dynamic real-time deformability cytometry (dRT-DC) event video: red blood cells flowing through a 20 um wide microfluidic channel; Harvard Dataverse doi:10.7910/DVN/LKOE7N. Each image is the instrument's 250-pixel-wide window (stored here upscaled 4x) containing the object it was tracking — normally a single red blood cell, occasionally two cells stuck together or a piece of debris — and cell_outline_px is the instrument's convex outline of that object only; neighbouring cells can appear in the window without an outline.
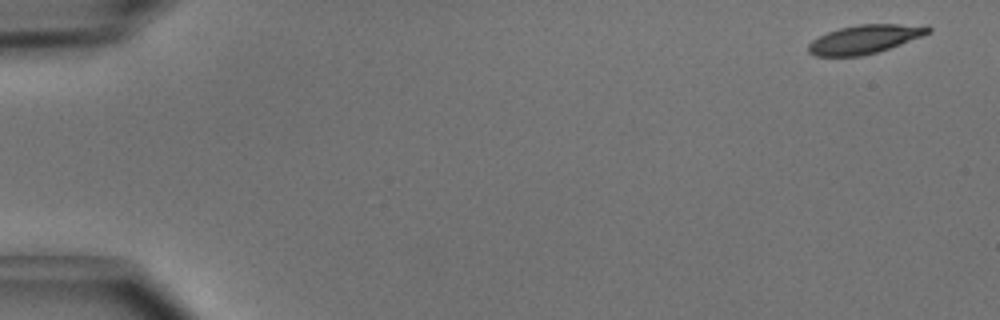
{"species": "common noctule bat (a hibernating species)", "species_latin": "Nyctalus noctula", "temperature_condition": "cold", "stored_images_in_passage": 7, "camera_frame_rate_fps": 3000, "um_per_image_px": 0.085, "animal": {"sex": "male", "body_mass_g": 15.6}, "frame": {"image": 1, "passage_image": 1, "time_ms": 0.0, "image_size_px": [1000, 320], "cell_outline_px": [[932, 32], [900, 44], [876, 52], [860, 56], [816, 56], [808, 52], [808, 44], [812, 40], [828, 32], [840, 28], [860, 24], [928, 24], [932, 28]], "centroid_in_image_um": [73.54, 3.31], "position_along_channel_um": 11.5, "area_um2": 20.0}}
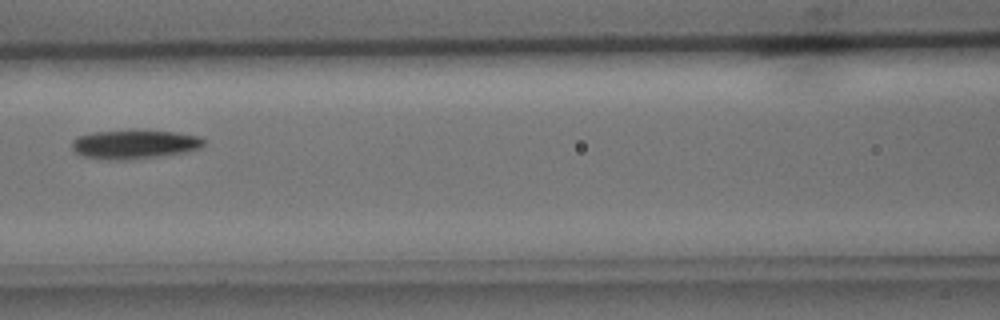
{"frame": {"image": 2, "passage_image": 6, "time_ms": 1.667, "image_size_px": [1000, 320], "cell_outline_px": [[204, 144], [200, 148], [184, 152], [156, 156], [124, 160], [108, 160], [84, 156], [76, 152], [72, 148], [72, 140], [76, 136], [92, 132], [136, 128], [176, 132], [200, 136], [204, 140]], "centroid_in_image_um": [11.4, 12.22], "position_along_channel_um": 155.2, "area_um2": 22.77}}
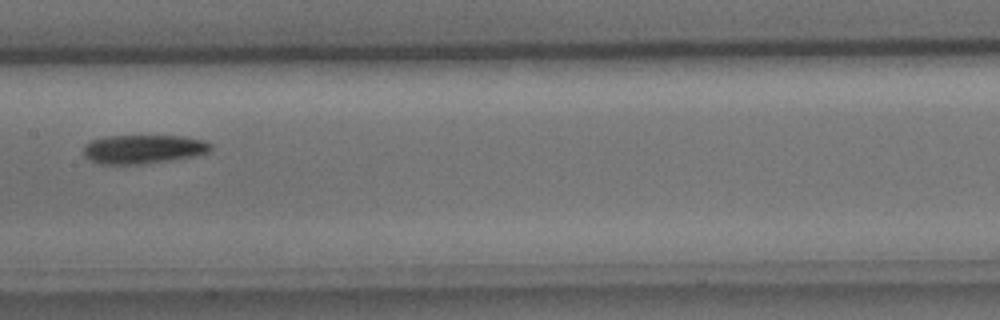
{"frame": {"image": 3, "passage_image": 7, "time_ms": 2.0, "image_size_px": [1000, 320], "cell_outline_px": [[212, 148], [208, 152], [196, 156], [140, 164], [100, 164], [84, 156], [84, 144], [92, 140], [104, 136], [184, 136], [204, 140], [212, 144]], "centroid_in_image_um": [12.19, 12.67], "position_along_channel_um": 195.2, "area_um2": 21.39}}